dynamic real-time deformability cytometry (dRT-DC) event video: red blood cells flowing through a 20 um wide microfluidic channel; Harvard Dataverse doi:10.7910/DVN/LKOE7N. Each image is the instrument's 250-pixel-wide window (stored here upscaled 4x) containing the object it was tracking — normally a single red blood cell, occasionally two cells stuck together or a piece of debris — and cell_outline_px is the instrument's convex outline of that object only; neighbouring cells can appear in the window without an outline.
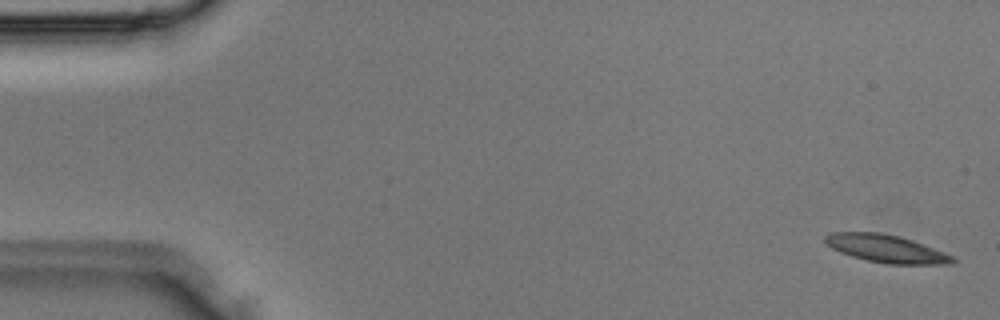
{"species": "Egyptian fruit bat (a non-hibernating species)", "species_latin": "Rousettus aegyptiacus", "temperature_condition": "room temperature", "stored_images_in_passage": 4, "camera_frame_rate_fps": 3000, "um_per_image_px": 0.085, "animal": {"sex": "male"}, "frame": {"image": 1, "passage_image": 1, "time_ms": 0.0, "image_size_px": [1000, 320], "cell_outline_px": [[956, 260], [952, 264], [884, 264], [852, 256], [840, 252], [832, 248], [824, 240], [824, 236], [832, 232], [880, 232], [900, 236], [912, 240], [944, 252], [952, 256]], "centroid_in_image_um": [75.32, 21.13], "position_along_channel_um": 9.7, "area_um2": 20.52}}